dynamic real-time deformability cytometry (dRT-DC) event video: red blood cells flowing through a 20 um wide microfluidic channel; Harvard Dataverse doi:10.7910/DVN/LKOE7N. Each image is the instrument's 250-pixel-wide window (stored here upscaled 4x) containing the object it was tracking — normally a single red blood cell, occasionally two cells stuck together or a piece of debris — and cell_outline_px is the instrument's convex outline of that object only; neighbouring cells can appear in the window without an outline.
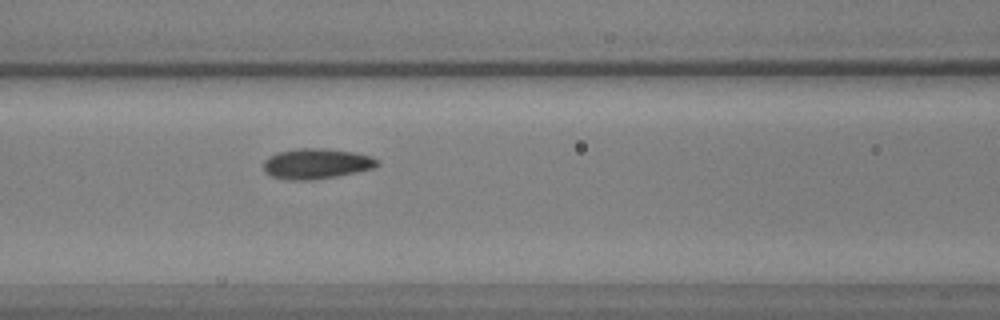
{"species": "common noctule bat (a hibernating species)", "species_latin": "Nyctalus noctula", "temperature_condition": "warm", "stored_images_in_passage": 35, "camera_frame_rate_fps": 3000, "um_per_image_px": 0.085, "animal": {"sex": "male", "body_mass_g": 17.9, "forearm_length_mm": 54.2}, "frame": {"image": 1, "passage_image": 6, "time_ms": 1.667, "image_size_px": [1000, 320], "cell_outline_px": [[380, 164], [376, 168], [336, 176], [312, 180], [292, 180], [272, 176], [264, 172], [264, 160], [268, 156], [280, 152], [296, 148], [324, 148], [352, 152], [372, 156]], "centroid_in_image_um": [26.9, 13.91], "position_along_channel_um": 139.7, "area_um2": 20.11}}
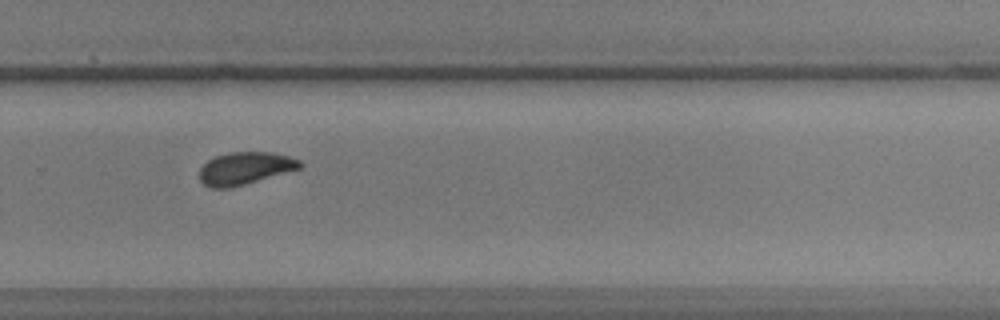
{"frame": {"image": 2, "passage_image": 19, "time_ms": 6.0, "image_size_px": [1000, 320], "cell_outline_px": [[304, 164], [300, 168], [244, 184], [228, 188], [208, 188], [200, 180], [200, 168], [208, 160], [216, 156], [228, 152], [272, 152], [288, 156], [300, 160]], "centroid_in_image_um": [20.81, 14.3], "position_along_channel_um": 309.0, "area_um2": 18.84}}
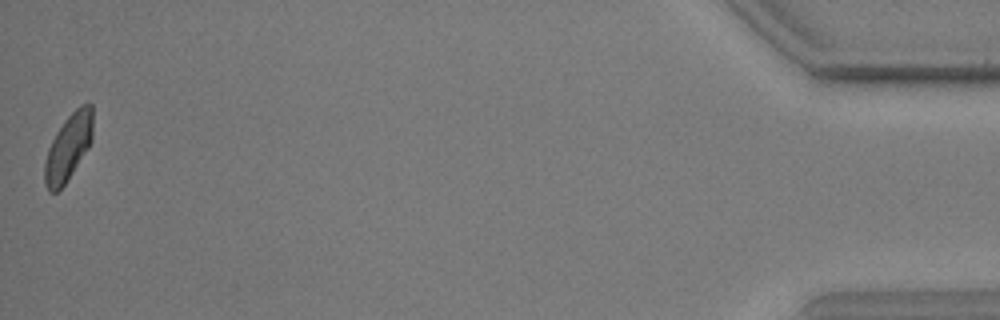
{"frame": {"image": 3, "passage_image": 35, "time_ms": 11.333, "image_size_px": [1000, 320], "cell_outline_px": [[92, 140], [88, 148], [64, 184], [56, 192], [48, 192], [44, 184], [44, 164], [48, 148], [56, 132], [68, 116], [80, 104], [92, 104]], "centroid_in_image_um": [5.79, 12.52], "position_along_channel_um": 429.4, "area_um2": 18.44}, "authors_computed_cell_mechanics": {"area_um2": 19.4208, "velocity_mm_per_s": 3.9146, "shape_relaxation_time_tau1_ms": 3.3964, "shape_relaxation_time_tau2_ms": 1.6482, "deformation_change_tau1": 0.1011, "deformation_change_tau2": 0.0402}}